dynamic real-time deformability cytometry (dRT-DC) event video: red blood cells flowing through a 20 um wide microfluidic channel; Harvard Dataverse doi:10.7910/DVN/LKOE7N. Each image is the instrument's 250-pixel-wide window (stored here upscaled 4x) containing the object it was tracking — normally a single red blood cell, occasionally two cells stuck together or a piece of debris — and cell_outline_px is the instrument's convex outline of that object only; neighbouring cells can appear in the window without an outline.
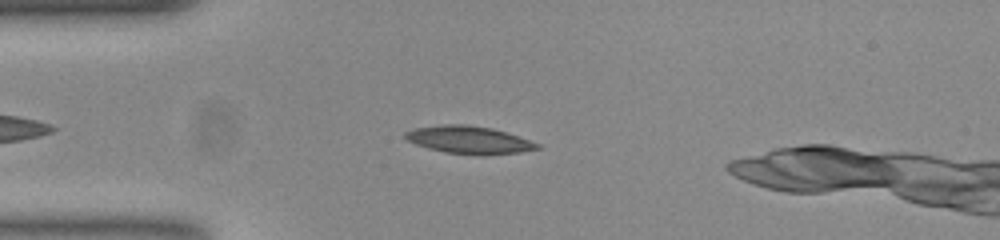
{"species": "common noctule bat (a hibernating species)", "species_latin": "Nyctalus noctula", "temperature_condition": "room temperature", "stored_images_in_passage": 44, "camera_frame_rate_fps": 3000, "um_per_image_px": 0.085, "animal": {"sex": "female", "body_mass_g": 23.0, "forearm_length_mm": 53.4}, "frame": {"image": 1, "passage_image": 9, "time_ms": 2.667, "image_size_px": [1000, 240], "cell_outline_px": [[540, 148], [520, 152], [444, 152], [428, 148], [416, 144], [408, 140], [404, 136], [404, 132], [416, 128], [444, 124], [464, 124], [492, 128], [540, 144]], "centroid_in_image_um": [39.78, 11.84], "position_along_channel_um": 45.2, "area_um2": 20.0}}
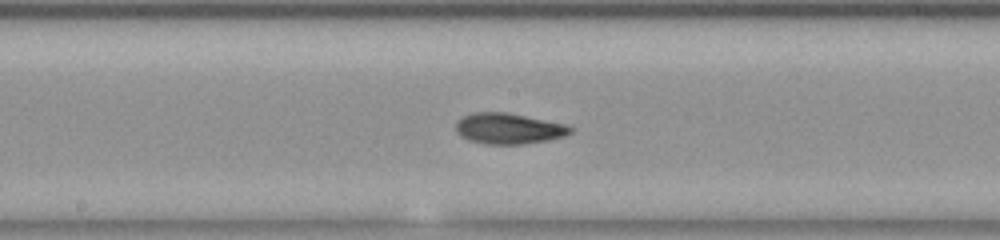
{"frame": {"image": 2, "passage_image": 23, "time_ms": 7.333, "image_size_px": [1000, 240], "cell_outline_px": [[572, 132], [564, 136], [548, 140], [524, 144], [488, 144], [468, 140], [460, 136], [456, 132], [456, 120], [460, 116], [472, 112], [508, 112], [564, 124], [572, 128]], "centroid_in_image_um": [43.17, 10.92], "position_along_channel_um": 205.0, "area_um2": 20.69}}
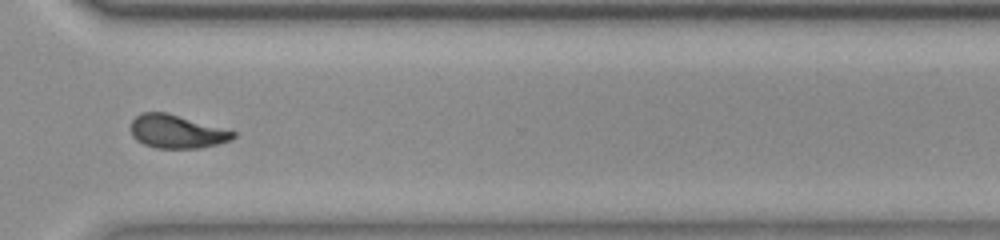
{"frame": {"image": 3, "passage_image": 35, "time_ms": 11.333, "image_size_px": [1000, 240], "cell_outline_px": [[236, 136], [232, 140], [200, 148], [156, 148], [144, 144], [136, 140], [132, 136], [132, 120], [140, 112], [168, 112], [236, 132]], "centroid_in_image_um": [15.02, 11.18], "position_along_channel_um": 355.6, "area_um2": 19.88}}